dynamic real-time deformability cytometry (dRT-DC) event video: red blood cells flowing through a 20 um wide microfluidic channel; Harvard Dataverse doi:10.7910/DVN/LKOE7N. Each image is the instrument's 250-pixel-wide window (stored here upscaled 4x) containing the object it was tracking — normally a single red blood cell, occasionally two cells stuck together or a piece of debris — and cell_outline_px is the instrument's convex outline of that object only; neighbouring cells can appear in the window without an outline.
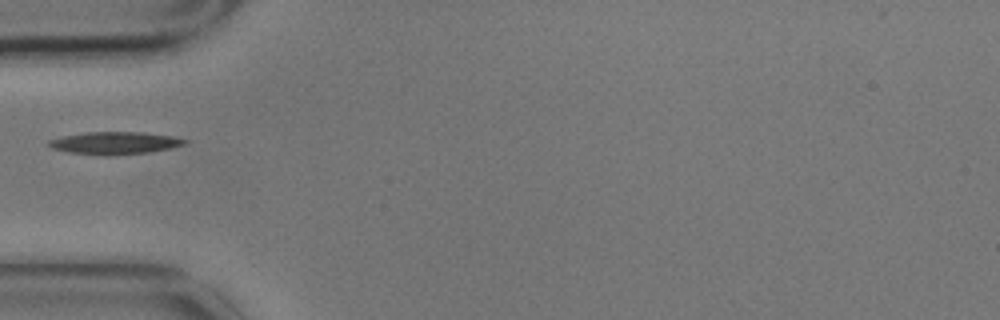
{"species": "common noctule bat (a hibernating species)", "species_latin": "Nyctalus noctula", "temperature_condition": "cold", "stored_images_in_passage": 7, "camera_frame_rate_fps": 3000, "um_per_image_px": 0.085, "animal": {"sex": "male", "body_mass_g": 17.9}, "frame": {"image": 1, "passage_image": 1, "time_ms": 0.0, "image_size_px": [1000, 320], "cell_outline_px": [[188, 140], [184, 144], [168, 148], [148, 152], [112, 156], [108, 156], [68, 152], [52, 148], [48, 144], [48, 140], [64, 136], [88, 132], [140, 132], [172, 136]], "centroid_in_image_um": [9.73, 12.16], "position_along_channel_um": 75.3, "area_um2": 17.57}}
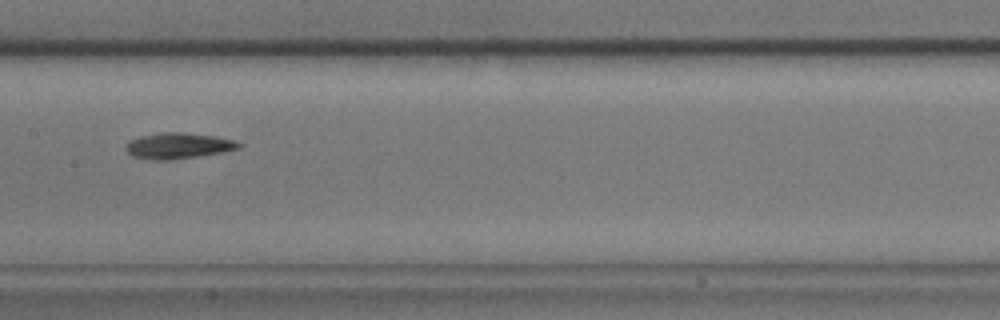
{"frame": {"image": 2, "passage_image": 4, "time_ms": 1.0, "image_size_px": [1000, 320], "cell_outline_px": [[244, 144], [240, 148], [224, 152], [168, 160], [148, 160], [132, 156], [124, 148], [128, 140], [140, 136], [164, 132], [184, 132], [216, 136], [236, 140]], "centroid_in_image_um": [15.16, 12.38], "position_along_channel_um": 192.2, "area_um2": 17.28}}
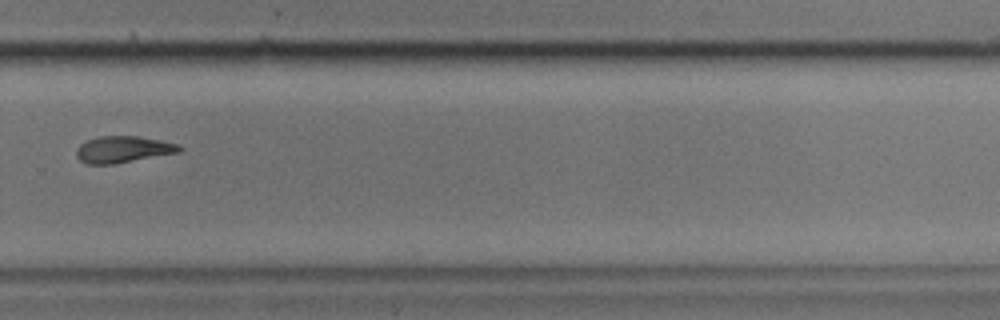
{"frame": {"image": 3, "passage_image": 7, "time_ms": 2.0, "image_size_px": [1000, 320], "cell_outline_px": [[184, 148], [180, 152], [116, 164], [84, 164], [76, 156], [76, 148], [80, 144], [88, 140], [100, 136], [136, 136], [160, 140], [180, 144]], "centroid_in_image_um": [10.47, 12.71], "position_along_channel_um": 319.3, "area_um2": 16.13}}